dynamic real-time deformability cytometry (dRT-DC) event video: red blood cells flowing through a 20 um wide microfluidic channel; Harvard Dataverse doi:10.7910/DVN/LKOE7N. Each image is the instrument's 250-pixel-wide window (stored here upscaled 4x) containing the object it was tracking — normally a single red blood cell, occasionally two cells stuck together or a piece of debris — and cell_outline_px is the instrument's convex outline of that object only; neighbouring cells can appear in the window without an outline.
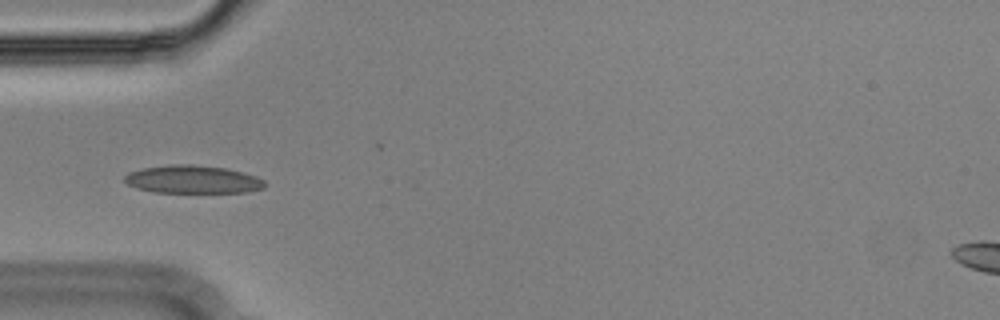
{"species": "Egyptian fruit bat (a non-hibernating species)", "species_latin": "Rousettus aegyptiacus", "temperature_condition": "cold", "stored_images_in_passage": 11, "camera_frame_rate_fps": 3000, "um_per_image_px": 0.085, "animal": {"sex": "male"}, "frame": {"image": 1, "passage_image": 5, "time_ms": 1.333, "image_size_px": [1000, 320], "cell_outline_px": [[268, 184], [264, 188], [248, 192], [156, 192], [136, 188], [128, 184], [124, 180], [124, 176], [128, 172], [144, 168], [172, 164], [192, 164], [224, 168], [256, 176], [264, 180]], "centroid_in_image_um": [16.39, 15.25], "position_along_channel_um": 68.6, "area_um2": 22.77}}
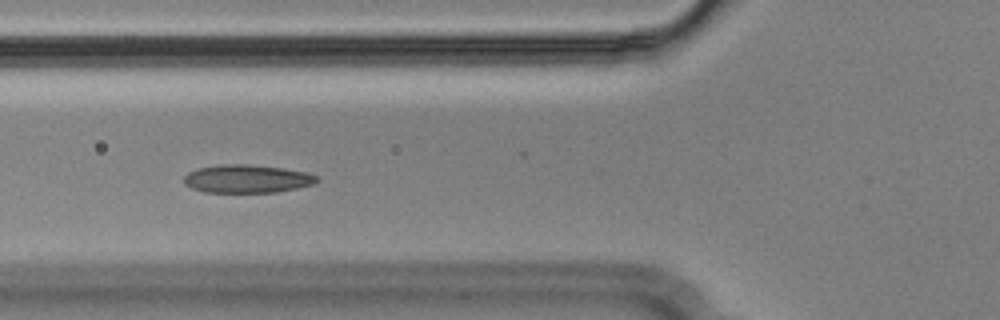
{"frame": {"image": 2, "passage_image": 8, "time_ms": 2.333, "image_size_px": [1000, 320], "cell_outline_px": [[320, 180], [312, 184], [296, 188], [276, 192], [204, 192], [192, 188], [184, 184], [184, 176], [188, 172], [200, 168], [220, 164], [248, 164], [284, 168], [308, 172], [316, 176]], "centroid_in_image_um": [20.99, 15.19], "position_along_channel_um": 104.8, "area_um2": 21.79}}